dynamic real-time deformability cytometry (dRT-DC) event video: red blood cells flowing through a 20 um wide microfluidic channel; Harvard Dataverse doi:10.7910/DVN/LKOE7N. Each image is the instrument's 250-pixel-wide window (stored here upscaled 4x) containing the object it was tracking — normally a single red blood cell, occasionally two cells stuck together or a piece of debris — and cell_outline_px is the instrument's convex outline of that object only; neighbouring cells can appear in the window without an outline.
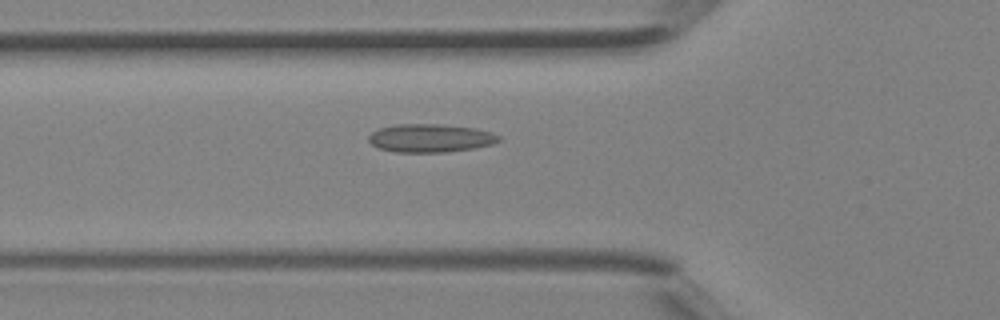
{"species": "Egyptian fruit bat (a non-hibernating species)", "species_latin": "Rousettus aegyptiacus", "temperature_condition": "room temperature", "stored_images_in_passage": 29, "camera_frame_rate_fps": 3000, "um_per_image_px": 0.085, "animal": {"sex": "female"}, "frame": {"image": 1, "passage_image": 6, "time_ms": 1.667, "image_size_px": [1000, 320], "cell_outline_px": [[500, 140], [492, 144], [472, 148], [444, 152], [396, 152], [380, 148], [372, 144], [368, 140], [368, 136], [372, 132], [380, 128], [396, 124], [436, 124], [476, 128], [492, 132], [500, 136]], "centroid_in_image_um": [36.58, 11.73], "position_along_channel_um": 89.2, "area_um2": 21.27}}
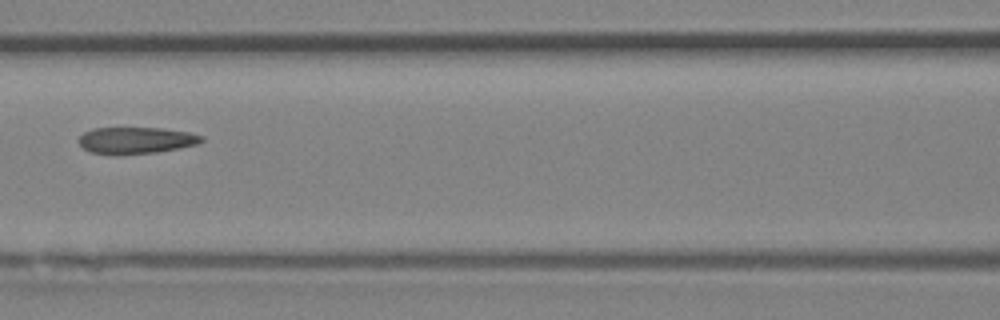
{"frame": {"image": 2, "passage_image": 10, "time_ms": 3.0, "image_size_px": [1000, 320], "cell_outline_px": [[204, 140], [200, 144], [180, 148], [156, 152], [116, 156], [112, 156], [92, 152], [84, 148], [80, 144], [80, 136], [84, 132], [92, 128], [164, 128], [188, 132], [204, 136]], "centroid_in_image_um": [11.59, 11.94], "position_along_channel_um": 155.0, "area_um2": 19.36}}
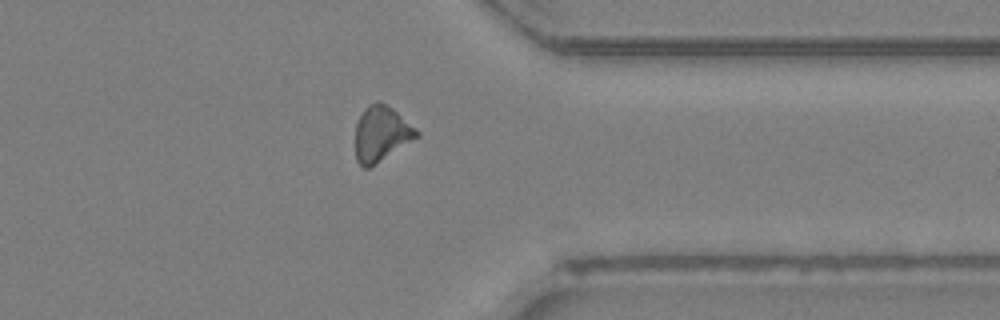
{"frame": {"image": 3, "passage_image": 24, "time_ms": 7.667, "image_size_px": [1000, 320], "cell_outline_px": [[420, 136], [368, 168], [364, 168], [356, 160], [356, 124], [364, 108], [368, 104], [376, 100], [380, 100], [392, 108], [416, 128], [420, 132]], "centroid_in_image_um": [32.41, 11.34], "position_along_channel_um": 379.0, "area_um2": 19.65}}